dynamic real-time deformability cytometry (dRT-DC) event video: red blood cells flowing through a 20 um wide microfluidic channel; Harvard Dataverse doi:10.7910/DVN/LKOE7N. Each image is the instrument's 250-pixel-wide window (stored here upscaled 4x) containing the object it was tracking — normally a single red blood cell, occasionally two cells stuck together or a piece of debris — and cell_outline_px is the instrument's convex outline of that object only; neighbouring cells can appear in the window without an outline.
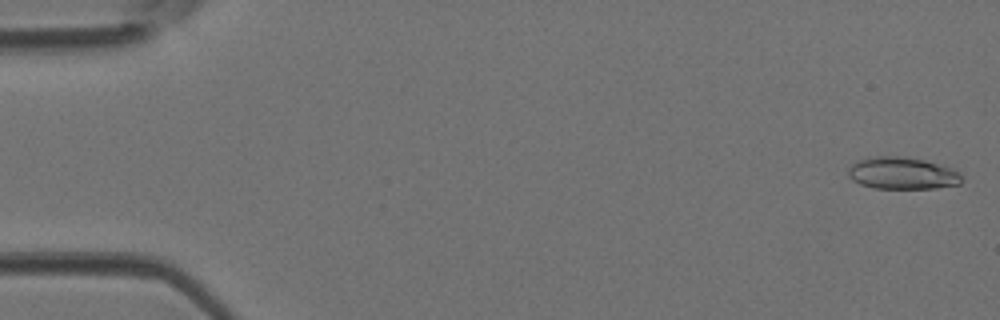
{"species": "Egyptian fruit bat (a non-hibernating species)", "species_latin": "Rousettus aegyptiacus", "temperature_condition": "room temperature", "stored_images_in_passage": 45, "camera_frame_rate_fps": 3000, "um_per_image_px": 0.085, "animal": {"sex": "female"}, "frame": {"image": 1, "passage_image": 1, "time_ms": 0.0, "image_size_px": [1000, 320], "cell_outline_px": [[964, 180], [960, 184], [936, 188], [876, 188], [860, 184], [852, 180], [848, 176], [848, 168], [856, 160], [868, 156], [900, 156], [924, 160], [952, 168], [960, 172]], "centroid_in_image_um": [76.69, 14.72], "position_along_channel_um": 8.3, "area_um2": 21.44}}
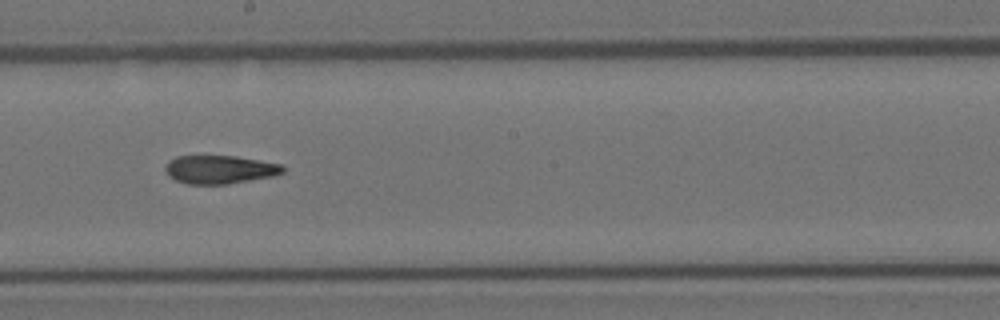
{"frame": {"image": 2, "passage_image": 25, "time_ms": 8.0, "image_size_px": [1000, 320], "cell_outline_px": [[284, 172], [276, 176], [228, 184], [188, 184], [176, 180], [168, 176], [164, 168], [168, 160], [176, 156], [236, 156], [284, 164]], "centroid_in_image_um": [18.7, 14.41], "position_along_channel_um": 229.5, "area_um2": 19.71}}
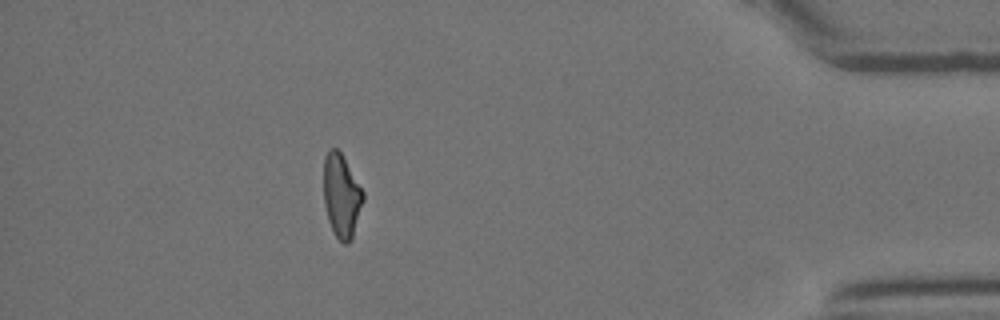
{"frame": {"image": 3, "passage_image": 40, "time_ms": 13.0, "image_size_px": [1000, 320], "cell_outline_px": [[364, 200], [352, 240], [348, 244], [344, 244], [336, 236], [328, 220], [324, 204], [324, 156], [332, 148], [336, 148], [340, 152], [364, 192]], "centroid_in_image_um": [29.03, 16.68], "position_along_channel_um": 406.2, "area_um2": 19.07}}